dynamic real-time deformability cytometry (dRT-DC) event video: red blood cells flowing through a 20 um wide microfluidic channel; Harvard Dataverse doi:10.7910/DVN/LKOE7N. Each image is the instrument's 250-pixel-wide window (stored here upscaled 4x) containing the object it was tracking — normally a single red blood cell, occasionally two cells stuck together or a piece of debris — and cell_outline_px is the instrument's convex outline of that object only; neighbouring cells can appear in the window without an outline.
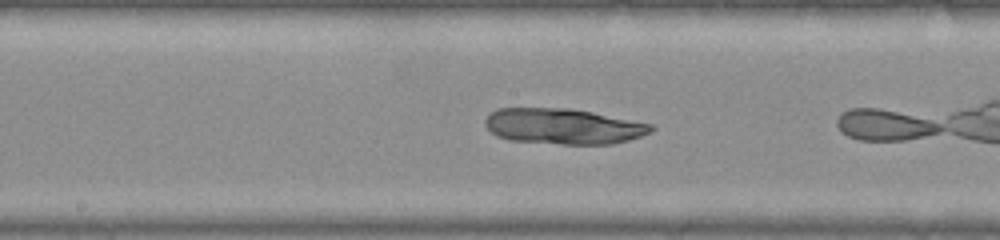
{"species": "common noctule bat (a hibernating species)", "species_latin": "Nyctalus noctula", "temperature_condition": "warm", "stored_images_in_passage": 19, "camera_frame_rate_fps": 3000, "um_per_image_px": 0.085, "animal": {"sex": "female", "body_mass_g": 22.0, "forearm_length_mm": 56.7}, "frame": {"image": 1, "passage_image": 11, "time_ms": 3.333, "image_size_px": [1000, 240], "cell_outline_px": [[656, 128], [652, 132], [628, 140], [612, 144], [560, 144], [508, 140], [496, 136], [484, 124], [484, 120], [496, 108], [572, 108], [652, 124]], "centroid_in_image_um": [47.87, 10.74], "position_along_channel_um": 200.3, "area_um2": 34.56}}